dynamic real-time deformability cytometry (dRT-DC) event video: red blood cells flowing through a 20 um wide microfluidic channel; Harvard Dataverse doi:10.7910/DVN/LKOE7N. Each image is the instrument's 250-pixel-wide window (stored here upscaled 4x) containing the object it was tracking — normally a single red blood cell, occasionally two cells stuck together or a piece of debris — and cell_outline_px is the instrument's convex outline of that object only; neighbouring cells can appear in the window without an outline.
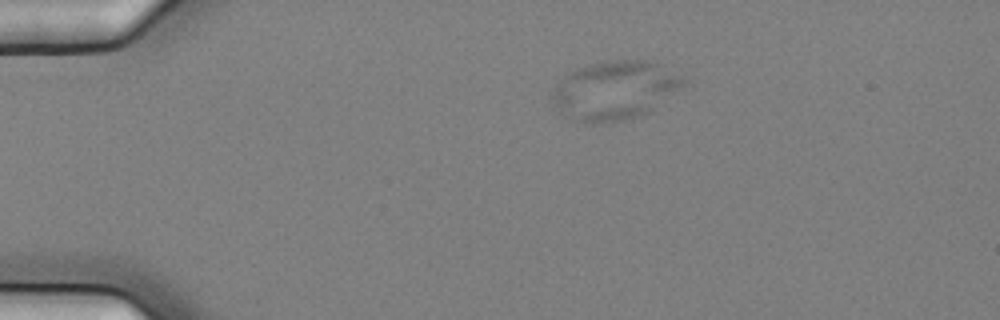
{"species": "common noctule bat (a hibernating species)", "species_latin": "Nyctalus noctula", "temperature_condition": "cold", "stored_images_in_passage": 7, "camera_frame_rate_fps": 3000, "um_per_image_px": 0.085, "animal": {"sex": "female", "body_mass_g": 25.1}, "frame": {"image": 1, "passage_image": 5, "time_ms": 1.333, "image_size_px": [1000, 320], "cell_outline_px": [[688, 80], [684, 84], [648, 112], [624, 120], [592, 124], [572, 120], [560, 112], [548, 96], [556, 84], [564, 76], [576, 68], [604, 60], [648, 60], [660, 64]], "centroid_in_image_um": [52.18, 7.67], "position_along_channel_um": 32.8, "area_um2": 44.85}}